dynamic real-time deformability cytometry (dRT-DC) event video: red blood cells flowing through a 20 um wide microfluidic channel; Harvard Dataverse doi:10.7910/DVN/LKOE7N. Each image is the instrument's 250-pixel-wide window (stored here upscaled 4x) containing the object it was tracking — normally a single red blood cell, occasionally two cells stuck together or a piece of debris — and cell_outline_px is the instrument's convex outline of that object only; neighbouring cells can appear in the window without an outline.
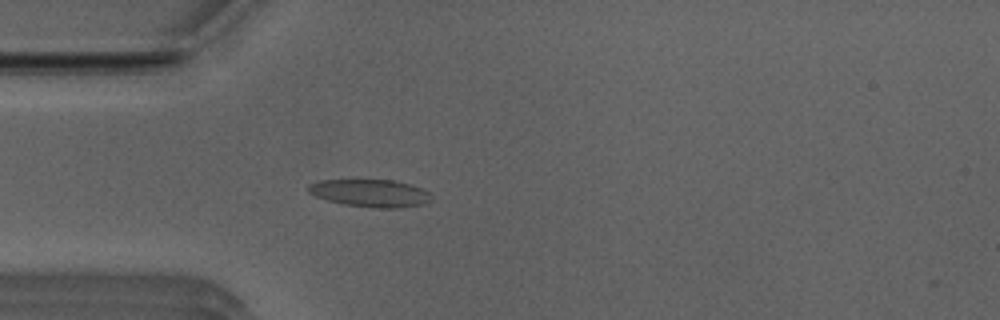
{"species": "Egyptian fruit bat (a non-hibernating species)", "species_latin": "Rousettus aegyptiacus", "temperature_condition": "room temperature", "stored_images_in_passage": 47, "camera_frame_rate_fps": 3000, "um_per_image_px": 0.085, "animal": {"sex": "male"}, "frame": {"image": 1, "passage_image": 10, "time_ms": 3.0, "image_size_px": [1000, 320], "cell_outline_px": [[428, 200], [424, 204], [400, 208], [376, 208], [344, 204], [328, 200], [316, 196], [308, 192], [308, 184], [320, 180], [392, 180], [408, 184], [420, 188], [428, 192]], "centroid_in_image_um": [31.42, 16.42], "position_along_channel_um": 53.6, "area_um2": 19.42}}
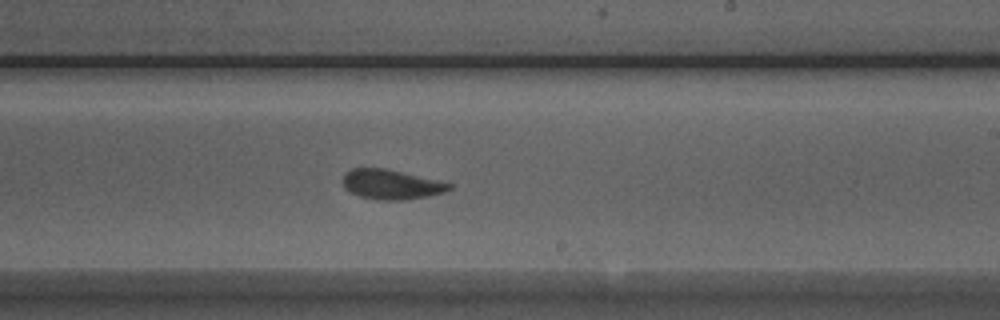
{"frame": {"image": 2, "passage_image": 26, "time_ms": 8.333, "image_size_px": [1000, 320], "cell_outline_px": [[452, 188], [444, 192], [428, 196], [404, 200], [376, 200], [360, 196], [344, 188], [344, 172], [352, 168], [384, 168], [440, 180], [452, 184]], "centroid_in_image_um": [33.27, 15.67], "position_along_channel_um": 255.7, "area_um2": 18.44}}
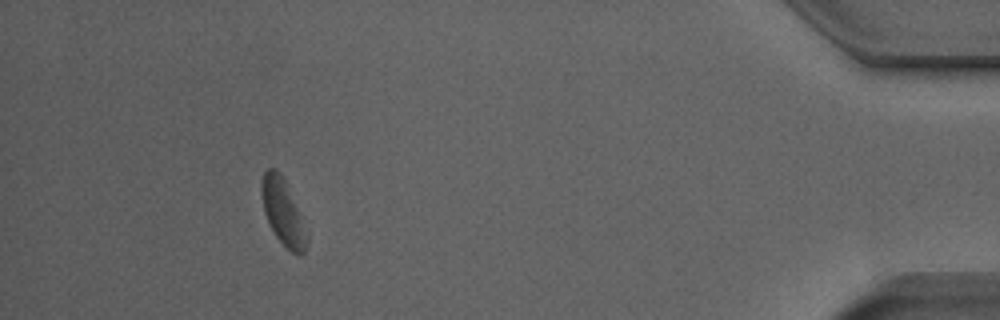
{"frame": {"image": 3, "passage_image": 43, "time_ms": 14.0, "image_size_px": [1000, 320], "cell_outline_px": [[308, 244], [304, 252], [300, 256], [292, 252], [276, 236], [264, 212], [260, 188], [260, 184], [264, 172], [268, 168], [276, 168], [284, 176], [308, 232]], "centroid_in_image_um": [24.07, 17.99], "position_along_channel_um": 411.1, "area_um2": 17.51}, "authors_computed_cell_mechanics": {"area_um2": 18.8428, "velocity_mm_per_s": 3.8953, "shape_relaxation_time_tau1_ms": 6.2926, "shape_relaxation_time_tau2_ms": 2.1737, "deformation_change_tau1": 0.117, "deformation_change_tau2": 0.0802}}